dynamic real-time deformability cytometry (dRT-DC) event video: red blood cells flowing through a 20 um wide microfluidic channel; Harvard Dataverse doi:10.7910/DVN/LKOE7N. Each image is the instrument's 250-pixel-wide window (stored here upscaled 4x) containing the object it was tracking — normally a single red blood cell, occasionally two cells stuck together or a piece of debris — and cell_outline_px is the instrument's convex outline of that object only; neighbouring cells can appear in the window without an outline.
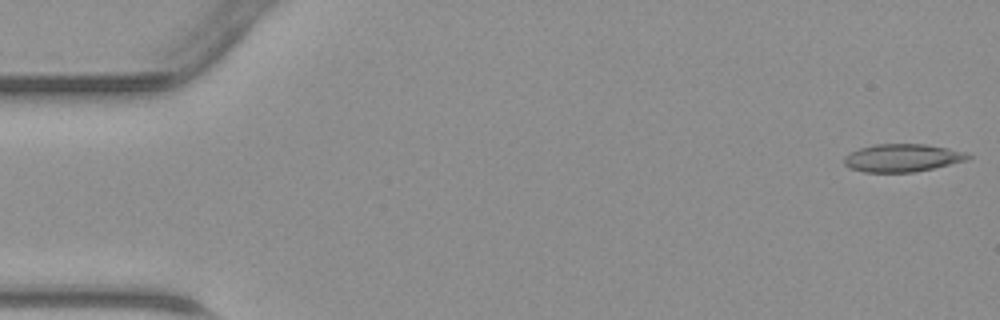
{"species": "common noctule bat (a hibernating species)", "species_latin": "Nyctalus noctula", "temperature_condition": "warm", "stored_images_in_passage": 45, "camera_frame_rate_fps": 3000, "um_per_image_px": 0.085, "animal": {"sex": "male", "body_mass_g": 23.1, "forearm_length_mm": 52.7}, "frame": {"image": 1, "passage_image": 1, "time_ms": 0.0, "image_size_px": [1000, 320], "cell_outline_px": [[972, 156], [968, 160], [932, 168], [912, 172], [864, 172], [848, 168], [844, 164], [844, 156], [848, 152], [860, 148], [876, 144], [924, 144], [948, 148], [968, 152]], "centroid_in_image_um": [76.69, 13.41], "position_along_channel_um": 8.3, "area_um2": 20.17}}
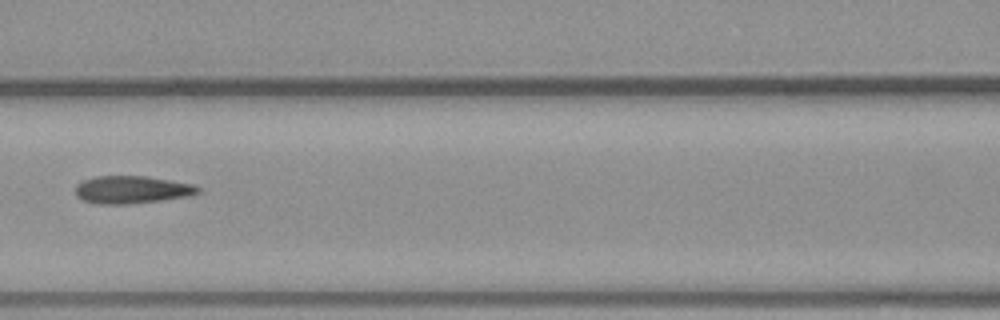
{"frame": {"image": 2, "passage_image": 20, "time_ms": 6.333, "image_size_px": [1000, 320], "cell_outline_px": [[200, 192], [192, 196], [128, 204], [96, 204], [84, 200], [76, 196], [76, 184], [92, 176], [144, 176], [192, 184], [200, 188]], "centroid_in_image_um": [11.19, 16.12], "position_along_channel_um": 155.4, "area_um2": 19.71}}
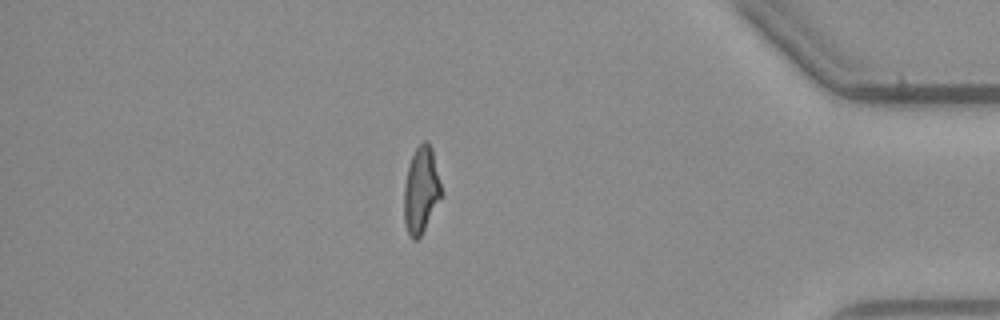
{"frame": {"image": 3, "passage_image": 39, "time_ms": 12.667, "image_size_px": [1000, 320], "cell_outline_px": [[444, 196], [420, 236], [416, 240], [412, 240], [408, 232], [404, 220], [404, 184], [408, 168], [412, 156], [416, 148], [424, 140], [428, 140], [432, 148], [444, 192]], "centroid_in_image_um": [35.84, 16.16], "position_along_channel_um": 399.4, "area_um2": 19.19}}